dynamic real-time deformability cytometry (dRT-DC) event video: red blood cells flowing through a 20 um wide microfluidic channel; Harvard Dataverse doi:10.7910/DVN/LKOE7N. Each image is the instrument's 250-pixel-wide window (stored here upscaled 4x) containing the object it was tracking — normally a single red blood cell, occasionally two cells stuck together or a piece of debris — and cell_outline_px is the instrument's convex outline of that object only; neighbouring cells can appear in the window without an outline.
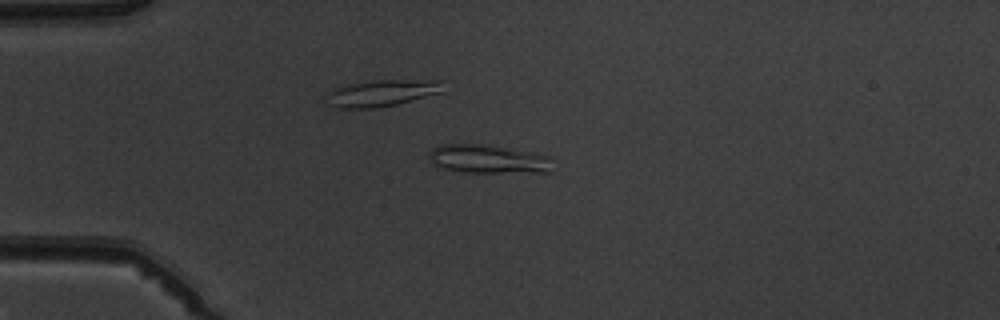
{"species": "common noctule bat (a hibernating species)", "species_latin": "Nyctalus noctula", "temperature_condition": "warm", "stored_images_in_passage": 5, "camera_frame_rate_fps": 3000, "um_per_image_px": 0.085, "animal": {"sex": "male", "body_mass_g": 19.5, "forearm_length_mm": 54.6}, "frame": {"image": 1, "passage_image": 3, "time_ms": 3.0, "image_size_px": [1000, 320], "cell_outline_px": [[552, 172], [464, 172], [444, 168], [436, 164], [428, 156], [428, 152], [432, 148], [440, 144], [488, 144], [548, 156]], "centroid_in_image_um": [41.45, 13.51], "position_along_channel_um": 43.5, "area_um2": 20.29}}
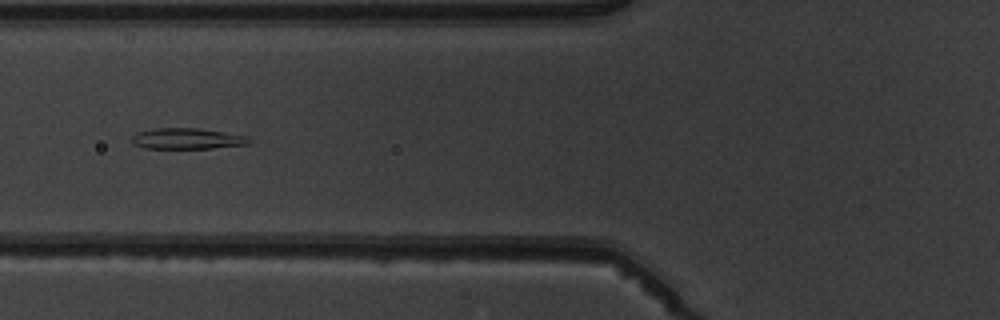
{"frame": {"image": 2, "passage_image": 5, "time_ms": 5.333, "image_size_px": [1000, 320], "cell_outline_px": [[252, 140], [248, 144], [212, 148], [144, 148], [132, 144], [132, 136], [136, 132], [156, 128], [200, 128], [248, 136]], "centroid_in_image_um": [15.9, 11.78], "position_along_channel_um": 109.9, "area_um2": 14.33}}